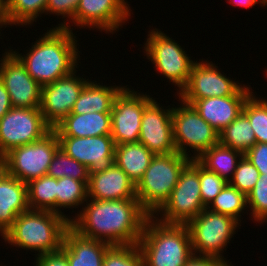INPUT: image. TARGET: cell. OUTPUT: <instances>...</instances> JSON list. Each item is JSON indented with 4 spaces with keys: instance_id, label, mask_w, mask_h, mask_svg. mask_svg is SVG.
Masks as SVG:
<instances>
[{
    "instance_id": "13",
    "label": "cell",
    "mask_w": 267,
    "mask_h": 266,
    "mask_svg": "<svg viewBox=\"0 0 267 266\" xmlns=\"http://www.w3.org/2000/svg\"><path fill=\"white\" fill-rule=\"evenodd\" d=\"M153 97L127 86L116 96L111 111V137L115 145L138 142L141 118Z\"/></svg>"
},
{
    "instance_id": "28",
    "label": "cell",
    "mask_w": 267,
    "mask_h": 266,
    "mask_svg": "<svg viewBox=\"0 0 267 266\" xmlns=\"http://www.w3.org/2000/svg\"><path fill=\"white\" fill-rule=\"evenodd\" d=\"M88 199L87 185L73 178L56 179V213L64 216L69 222L72 217L64 215L61 208H76Z\"/></svg>"
},
{
    "instance_id": "42",
    "label": "cell",
    "mask_w": 267,
    "mask_h": 266,
    "mask_svg": "<svg viewBox=\"0 0 267 266\" xmlns=\"http://www.w3.org/2000/svg\"><path fill=\"white\" fill-rule=\"evenodd\" d=\"M12 108L9 94L0 80V119Z\"/></svg>"
},
{
    "instance_id": "8",
    "label": "cell",
    "mask_w": 267,
    "mask_h": 266,
    "mask_svg": "<svg viewBox=\"0 0 267 266\" xmlns=\"http://www.w3.org/2000/svg\"><path fill=\"white\" fill-rule=\"evenodd\" d=\"M59 147L57 134L52 129L42 139L10 150L0 160V166L7 174L28 183L47 175Z\"/></svg>"
},
{
    "instance_id": "19",
    "label": "cell",
    "mask_w": 267,
    "mask_h": 266,
    "mask_svg": "<svg viewBox=\"0 0 267 266\" xmlns=\"http://www.w3.org/2000/svg\"><path fill=\"white\" fill-rule=\"evenodd\" d=\"M87 189L89 199H137L135 183L115 163L109 169L90 172Z\"/></svg>"
},
{
    "instance_id": "3",
    "label": "cell",
    "mask_w": 267,
    "mask_h": 266,
    "mask_svg": "<svg viewBox=\"0 0 267 266\" xmlns=\"http://www.w3.org/2000/svg\"><path fill=\"white\" fill-rule=\"evenodd\" d=\"M70 222L62 215L46 210H27L19 214L2 236L5 243L37 255L59 251Z\"/></svg>"
},
{
    "instance_id": "15",
    "label": "cell",
    "mask_w": 267,
    "mask_h": 266,
    "mask_svg": "<svg viewBox=\"0 0 267 266\" xmlns=\"http://www.w3.org/2000/svg\"><path fill=\"white\" fill-rule=\"evenodd\" d=\"M76 71L42 87L40 110L52 128L71 113L84 86L90 81L77 76Z\"/></svg>"
},
{
    "instance_id": "12",
    "label": "cell",
    "mask_w": 267,
    "mask_h": 266,
    "mask_svg": "<svg viewBox=\"0 0 267 266\" xmlns=\"http://www.w3.org/2000/svg\"><path fill=\"white\" fill-rule=\"evenodd\" d=\"M51 130L40 108L12 107L0 119V160L10 150L38 141Z\"/></svg>"
},
{
    "instance_id": "46",
    "label": "cell",
    "mask_w": 267,
    "mask_h": 266,
    "mask_svg": "<svg viewBox=\"0 0 267 266\" xmlns=\"http://www.w3.org/2000/svg\"><path fill=\"white\" fill-rule=\"evenodd\" d=\"M0 5H5V0H0Z\"/></svg>"
},
{
    "instance_id": "11",
    "label": "cell",
    "mask_w": 267,
    "mask_h": 266,
    "mask_svg": "<svg viewBox=\"0 0 267 266\" xmlns=\"http://www.w3.org/2000/svg\"><path fill=\"white\" fill-rule=\"evenodd\" d=\"M195 62L191 69L187 85L178 93L179 100L192 105L196 100L209 97H227L232 95H251L252 88L242 86L226 74H222L218 66L207 60ZM204 61V62H203ZM251 89V90H250Z\"/></svg>"
},
{
    "instance_id": "41",
    "label": "cell",
    "mask_w": 267,
    "mask_h": 266,
    "mask_svg": "<svg viewBox=\"0 0 267 266\" xmlns=\"http://www.w3.org/2000/svg\"><path fill=\"white\" fill-rule=\"evenodd\" d=\"M230 263V264H229ZM185 266H233L229 260L193 255Z\"/></svg>"
},
{
    "instance_id": "44",
    "label": "cell",
    "mask_w": 267,
    "mask_h": 266,
    "mask_svg": "<svg viewBox=\"0 0 267 266\" xmlns=\"http://www.w3.org/2000/svg\"><path fill=\"white\" fill-rule=\"evenodd\" d=\"M7 25L8 24H7V21H6V18H5V5H0V30H1L2 27L6 28Z\"/></svg>"
},
{
    "instance_id": "29",
    "label": "cell",
    "mask_w": 267,
    "mask_h": 266,
    "mask_svg": "<svg viewBox=\"0 0 267 266\" xmlns=\"http://www.w3.org/2000/svg\"><path fill=\"white\" fill-rule=\"evenodd\" d=\"M28 205L31 210L56 213V178L43 175L27 183Z\"/></svg>"
},
{
    "instance_id": "16",
    "label": "cell",
    "mask_w": 267,
    "mask_h": 266,
    "mask_svg": "<svg viewBox=\"0 0 267 266\" xmlns=\"http://www.w3.org/2000/svg\"><path fill=\"white\" fill-rule=\"evenodd\" d=\"M131 11L125 0H80L70 22L79 28H97L113 34L128 21Z\"/></svg>"
},
{
    "instance_id": "9",
    "label": "cell",
    "mask_w": 267,
    "mask_h": 266,
    "mask_svg": "<svg viewBox=\"0 0 267 266\" xmlns=\"http://www.w3.org/2000/svg\"><path fill=\"white\" fill-rule=\"evenodd\" d=\"M180 102V107H173L172 112L174 145L179 154L196 160L210 147L219 143V133L199 115L192 105L182 100ZM188 146L192 149V153L194 152V156L186 152L189 150Z\"/></svg>"
},
{
    "instance_id": "37",
    "label": "cell",
    "mask_w": 267,
    "mask_h": 266,
    "mask_svg": "<svg viewBox=\"0 0 267 266\" xmlns=\"http://www.w3.org/2000/svg\"><path fill=\"white\" fill-rule=\"evenodd\" d=\"M200 194L207 208L228 182L199 163Z\"/></svg>"
},
{
    "instance_id": "38",
    "label": "cell",
    "mask_w": 267,
    "mask_h": 266,
    "mask_svg": "<svg viewBox=\"0 0 267 266\" xmlns=\"http://www.w3.org/2000/svg\"><path fill=\"white\" fill-rule=\"evenodd\" d=\"M79 2L80 0H47L45 14L61 15L70 21L74 18Z\"/></svg>"
},
{
    "instance_id": "17",
    "label": "cell",
    "mask_w": 267,
    "mask_h": 266,
    "mask_svg": "<svg viewBox=\"0 0 267 266\" xmlns=\"http://www.w3.org/2000/svg\"><path fill=\"white\" fill-rule=\"evenodd\" d=\"M173 107L164 109L153 99L144 109L138 141L154 155H167L176 151L172 129Z\"/></svg>"
},
{
    "instance_id": "5",
    "label": "cell",
    "mask_w": 267,
    "mask_h": 266,
    "mask_svg": "<svg viewBox=\"0 0 267 266\" xmlns=\"http://www.w3.org/2000/svg\"><path fill=\"white\" fill-rule=\"evenodd\" d=\"M190 158L178 152L155 155L144 175L136 184V198L152 216L169 198L180 172Z\"/></svg>"
},
{
    "instance_id": "7",
    "label": "cell",
    "mask_w": 267,
    "mask_h": 266,
    "mask_svg": "<svg viewBox=\"0 0 267 266\" xmlns=\"http://www.w3.org/2000/svg\"><path fill=\"white\" fill-rule=\"evenodd\" d=\"M192 251L195 256L216 257L226 260L224 248L230 243L235 230L241 226L235 218L213 212L205 208L198 216L186 224Z\"/></svg>"
},
{
    "instance_id": "31",
    "label": "cell",
    "mask_w": 267,
    "mask_h": 266,
    "mask_svg": "<svg viewBox=\"0 0 267 266\" xmlns=\"http://www.w3.org/2000/svg\"><path fill=\"white\" fill-rule=\"evenodd\" d=\"M47 175L56 179L63 177L73 178L78 181H83L88 186L90 170L86 165L68 156L59 147L49 165Z\"/></svg>"
},
{
    "instance_id": "30",
    "label": "cell",
    "mask_w": 267,
    "mask_h": 266,
    "mask_svg": "<svg viewBox=\"0 0 267 266\" xmlns=\"http://www.w3.org/2000/svg\"><path fill=\"white\" fill-rule=\"evenodd\" d=\"M47 0H5V18L12 26L31 25L46 11Z\"/></svg>"
},
{
    "instance_id": "20",
    "label": "cell",
    "mask_w": 267,
    "mask_h": 266,
    "mask_svg": "<svg viewBox=\"0 0 267 266\" xmlns=\"http://www.w3.org/2000/svg\"><path fill=\"white\" fill-rule=\"evenodd\" d=\"M29 209L27 183L7 174L0 166V235L5 234L19 214Z\"/></svg>"
},
{
    "instance_id": "14",
    "label": "cell",
    "mask_w": 267,
    "mask_h": 266,
    "mask_svg": "<svg viewBox=\"0 0 267 266\" xmlns=\"http://www.w3.org/2000/svg\"><path fill=\"white\" fill-rule=\"evenodd\" d=\"M0 59V80L9 94L12 107L40 108L42 86L27 72L21 61L7 50Z\"/></svg>"
},
{
    "instance_id": "18",
    "label": "cell",
    "mask_w": 267,
    "mask_h": 266,
    "mask_svg": "<svg viewBox=\"0 0 267 266\" xmlns=\"http://www.w3.org/2000/svg\"><path fill=\"white\" fill-rule=\"evenodd\" d=\"M59 146L70 157L86 165L90 172L109 169L114 164L115 143L111 135L58 137Z\"/></svg>"
},
{
    "instance_id": "23",
    "label": "cell",
    "mask_w": 267,
    "mask_h": 266,
    "mask_svg": "<svg viewBox=\"0 0 267 266\" xmlns=\"http://www.w3.org/2000/svg\"><path fill=\"white\" fill-rule=\"evenodd\" d=\"M52 129L57 137L111 135V113L69 114Z\"/></svg>"
},
{
    "instance_id": "34",
    "label": "cell",
    "mask_w": 267,
    "mask_h": 266,
    "mask_svg": "<svg viewBox=\"0 0 267 266\" xmlns=\"http://www.w3.org/2000/svg\"><path fill=\"white\" fill-rule=\"evenodd\" d=\"M102 266H144L138 245H112L105 255Z\"/></svg>"
},
{
    "instance_id": "33",
    "label": "cell",
    "mask_w": 267,
    "mask_h": 266,
    "mask_svg": "<svg viewBox=\"0 0 267 266\" xmlns=\"http://www.w3.org/2000/svg\"><path fill=\"white\" fill-rule=\"evenodd\" d=\"M242 112L250 121L256 143H267V100H260L253 92L245 101Z\"/></svg>"
},
{
    "instance_id": "21",
    "label": "cell",
    "mask_w": 267,
    "mask_h": 266,
    "mask_svg": "<svg viewBox=\"0 0 267 266\" xmlns=\"http://www.w3.org/2000/svg\"><path fill=\"white\" fill-rule=\"evenodd\" d=\"M111 245L80 235L69 226L63 237L61 250L70 266H102L104 255Z\"/></svg>"
},
{
    "instance_id": "4",
    "label": "cell",
    "mask_w": 267,
    "mask_h": 266,
    "mask_svg": "<svg viewBox=\"0 0 267 266\" xmlns=\"http://www.w3.org/2000/svg\"><path fill=\"white\" fill-rule=\"evenodd\" d=\"M144 266H185L194 255L186 225L165 224L150 216L137 244Z\"/></svg>"
},
{
    "instance_id": "45",
    "label": "cell",
    "mask_w": 267,
    "mask_h": 266,
    "mask_svg": "<svg viewBox=\"0 0 267 266\" xmlns=\"http://www.w3.org/2000/svg\"><path fill=\"white\" fill-rule=\"evenodd\" d=\"M261 1V3H262V6L264 7V6H267V0H260Z\"/></svg>"
},
{
    "instance_id": "32",
    "label": "cell",
    "mask_w": 267,
    "mask_h": 266,
    "mask_svg": "<svg viewBox=\"0 0 267 266\" xmlns=\"http://www.w3.org/2000/svg\"><path fill=\"white\" fill-rule=\"evenodd\" d=\"M245 207L246 195L228 183L207 208L216 213L229 215L241 223V213L247 209Z\"/></svg>"
},
{
    "instance_id": "2",
    "label": "cell",
    "mask_w": 267,
    "mask_h": 266,
    "mask_svg": "<svg viewBox=\"0 0 267 266\" xmlns=\"http://www.w3.org/2000/svg\"><path fill=\"white\" fill-rule=\"evenodd\" d=\"M69 21H63L41 36L26 55L10 51L25 66L29 75L42 87L70 75L80 60L75 34Z\"/></svg>"
},
{
    "instance_id": "40",
    "label": "cell",
    "mask_w": 267,
    "mask_h": 266,
    "mask_svg": "<svg viewBox=\"0 0 267 266\" xmlns=\"http://www.w3.org/2000/svg\"><path fill=\"white\" fill-rule=\"evenodd\" d=\"M35 260V266H70L65 253L61 249L52 253L36 255Z\"/></svg>"
},
{
    "instance_id": "1",
    "label": "cell",
    "mask_w": 267,
    "mask_h": 266,
    "mask_svg": "<svg viewBox=\"0 0 267 266\" xmlns=\"http://www.w3.org/2000/svg\"><path fill=\"white\" fill-rule=\"evenodd\" d=\"M89 202V203H88ZM86 204V206H85ZM70 226L80 235L112 245H137L151 216L137 199H87Z\"/></svg>"
},
{
    "instance_id": "27",
    "label": "cell",
    "mask_w": 267,
    "mask_h": 266,
    "mask_svg": "<svg viewBox=\"0 0 267 266\" xmlns=\"http://www.w3.org/2000/svg\"><path fill=\"white\" fill-rule=\"evenodd\" d=\"M219 143L243 154L256 144L250 121L243 112L219 133Z\"/></svg>"
},
{
    "instance_id": "35",
    "label": "cell",
    "mask_w": 267,
    "mask_h": 266,
    "mask_svg": "<svg viewBox=\"0 0 267 266\" xmlns=\"http://www.w3.org/2000/svg\"><path fill=\"white\" fill-rule=\"evenodd\" d=\"M247 208L250 214L260 224L267 222V174H260L255 187L247 194ZM251 206V207H250Z\"/></svg>"
},
{
    "instance_id": "43",
    "label": "cell",
    "mask_w": 267,
    "mask_h": 266,
    "mask_svg": "<svg viewBox=\"0 0 267 266\" xmlns=\"http://www.w3.org/2000/svg\"><path fill=\"white\" fill-rule=\"evenodd\" d=\"M229 3L233 4V5H237L240 7H244V8H249L255 6V4H260L262 6V3L260 0H228Z\"/></svg>"
},
{
    "instance_id": "6",
    "label": "cell",
    "mask_w": 267,
    "mask_h": 266,
    "mask_svg": "<svg viewBox=\"0 0 267 266\" xmlns=\"http://www.w3.org/2000/svg\"><path fill=\"white\" fill-rule=\"evenodd\" d=\"M205 208L200 194L199 162L191 159L167 201L153 215L160 214L161 218L156 219L161 223L186 225Z\"/></svg>"
},
{
    "instance_id": "39",
    "label": "cell",
    "mask_w": 267,
    "mask_h": 266,
    "mask_svg": "<svg viewBox=\"0 0 267 266\" xmlns=\"http://www.w3.org/2000/svg\"><path fill=\"white\" fill-rule=\"evenodd\" d=\"M244 156L257 168L260 174H267V143H256Z\"/></svg>"
},
{
    "instance_id": "22",
    "label": "cell",
    "mask_w": 267,
    "mask_h": 266,
    "mask_svg": "<svg viewBox=\"0 0 267 266\" xmlns=\"http://www.w3.org/2000/svg\"><path fill=\"white\" fill-rule=\"evenodd\" d=\"M249 96L209 97L196 100L192 106L214 130L220 133L242 113L244 103Z\"/></svg>"
},
{
    "instance_id": "26",
    "label": "cell",
    "mask_w": 267,
    "mask_h": 266,
    "mask_svg": "<svg viewBox=\"0 0 267 266\" xmlns=\"http://www.w3.org/2000/svg\"><path fill=\"white\" fill-rule=\"evenodd\" d=\"M243 155L238 150L218 143L206 150L196 160L207 170L218 174L229 183Z\"/></svg>"
},
{
    "instance_id": "24",
    "label": "cell",
    "mask_w": 267,
    "mask_h": 266,
    "mask_svg": "<svg viewBox=\"0 0 267 266\" xmlns=\"http://www.w3.org/2000/svg\"><path fill=\"white\" fill-rule=\"evenodd\" d=\"M122 86H105L90 81L84 86L70 114H86L92 112L111 113L116 96Z\"/></svg>"
},
{
    "instance_id": "25",
    "label": "cell",
    "mask_w": 267,
    "mask_h": 266,
    "mask_svg": "<svg viewBox=\"0 0 267 266\" xmlns=\"http://www.w3.org/2000/svg\"><path fill=\"white\" fill-rule=\"evenodd\" d=\"M155 155L142 143L132 142L115 146L114 163L135 183L139 182Z\"/></svg>"
},
{
    "instance_id": "10",
    "label": "cell",
    "mask_w": 267,
    "mask_h": 266,
    "mask_svg": "<svg viewBox=\"0 0 267 266\" xmlns=\"http://www.w3.org/2000/svg\"><path fill=\"white\" fill-rule=\"evenodd\" d=\"M148 33L143 52L161 75L177 85L178 94L187 85L195 61L175 40L157 28Z\"/></svg>"
},
{
    "instance_id": "36",
    "label": "cell",
    "mask_w": 267,
    "mask_h": 266,
    "mask_svg": "<svg viewBox=\"0 0 267 266\" xmlns=\"http://www.w3.org/2000/svg\"><path fill=\"white\" fill-rule=\"evenodd\" d=\"M259 177L260 173L257 168L243 155L229 184L247 196L255 187Z\"/></svg>"
}]
</instances>
